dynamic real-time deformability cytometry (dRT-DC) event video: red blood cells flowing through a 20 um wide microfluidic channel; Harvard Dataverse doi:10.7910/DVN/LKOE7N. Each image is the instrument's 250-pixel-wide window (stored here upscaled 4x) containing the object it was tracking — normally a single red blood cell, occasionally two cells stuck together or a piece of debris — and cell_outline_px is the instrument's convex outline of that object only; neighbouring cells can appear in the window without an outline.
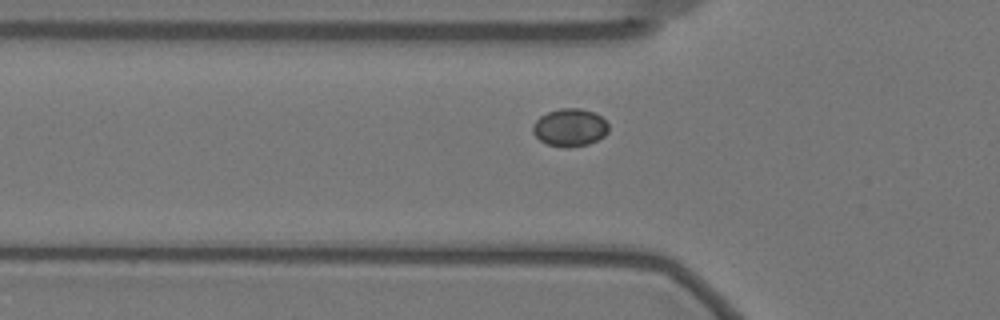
{"species": "Egyptian fruit bat (a non-hibernating species)", "species_latin": "Rousettus aegyptiacus", "temperature_condition": "warm", "stored_images_in_passage": 45, "camera_frame_rate_fps": 3000, "um_per_image_px": 0.085, "animal": {"sex": "female"}, "frame": {"image": 1, "passage_image": 9, "time_ms": 2.667, "image_size_px": [1000, 320], "cell_outline_px": [[608, 132], [604, 136], [588, 144], [564, 148], [548, 144], [540, 140], [532, 132], [532, 124], [540, 116], [548, 112], [560, 108], [580, 108], [596, 112], [608, 124]], "centroid_in_image_um": [48.43, 10.83], "position_along_channel_um": 77.4, "area_um2": 16.7}}
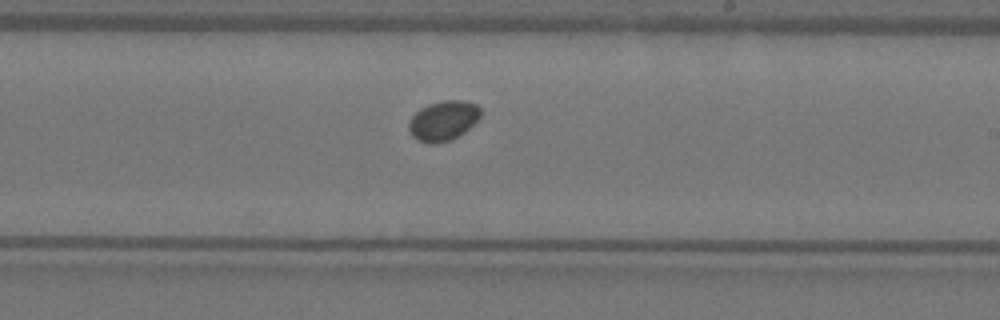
{"frame": {"image": 2, "passage_image": 24, "time_ms": 7.667, "image_size_px": [1000, 320], "cell_outline_px": [[480, 116], [464, 132], [452, 140], [436, 144], [428, 144], [416, 140], [412, 136], [408, 128], [408, 120], [420, 108], [428, 104], [444, 100], [464, 100], [476, 104], [480, 108]], "centroid_in_image_um": [37.64, 10.27], "position_along_channel_um": 251.4, "area_um2": 16.82}}
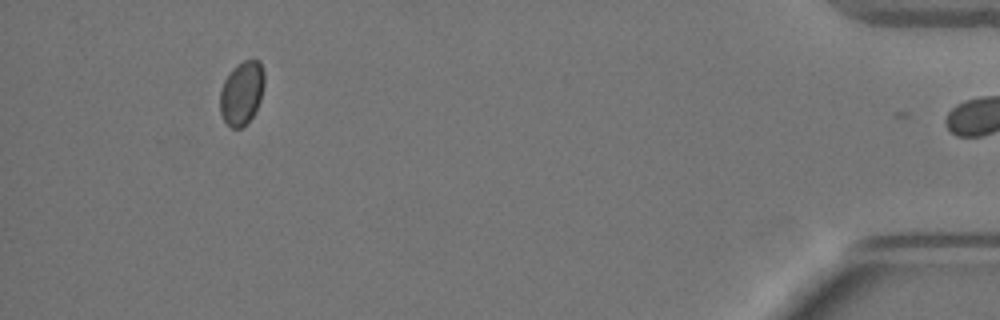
{"frame": {"image": 3, "passage_image": 44, "time_ms": 14.333, "image_size_px": [1000, 320], "cell_outline_px": [[264, 84], [260, 100], [252, 116], [240, 128], [232, 128], [224, 120], [220, 112], [220, 92], [224, 80], [232, 68], [244, 60], [260, 60], [264, 72]], "centroid_in_image_um": [20.54, 7.87], "position_along_channel_um": 414.7, "area_um2": 16.24}}